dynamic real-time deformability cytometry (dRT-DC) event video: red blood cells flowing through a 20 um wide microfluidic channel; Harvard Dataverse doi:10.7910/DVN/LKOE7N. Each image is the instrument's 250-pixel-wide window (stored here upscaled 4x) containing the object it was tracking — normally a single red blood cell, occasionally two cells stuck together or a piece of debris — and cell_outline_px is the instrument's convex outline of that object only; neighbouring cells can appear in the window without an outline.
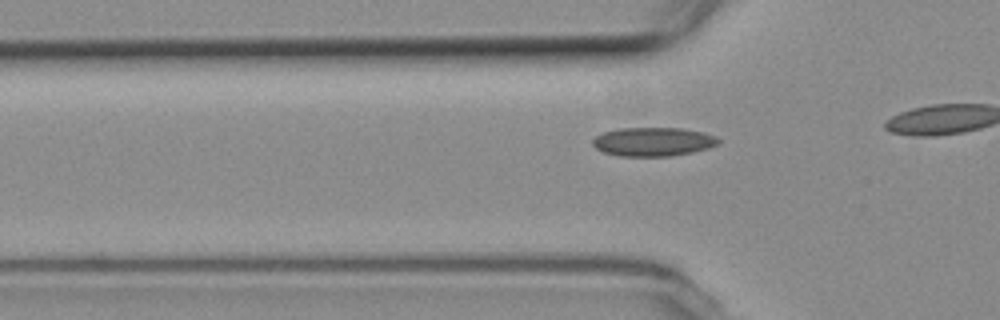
{"species": "common noctule bat (a hibernating species)", "species_latin": "Nyctalus noctula", "temperature_condition": "room temperature", "stored_images_in_passage": 17, "camera_frame_rate_fps": 3000, "um_per_image_px": 0.085, "animal": {"sex": "female", "body_mass_g": 19.3, "forearm_length_mm": 54.1}, "frame": {"image": 1, "passage_image": 8, "time_ms": 2.333, "image_size_px": [1000, 320], "cell_outline_px": [[720, 140], [716, 144], [708, 148], [692, 152], [672, 156], [620, 156], [604, 152], [596, 148], [592, 144], [592, 140], [596, 136], [604, 132], [620, 128], [684, 128], [716, 136]], "centroid_in_image_um": [55.5, 12.05], "position_along_channel_um": 70.3, "area_um2": 20.98}}
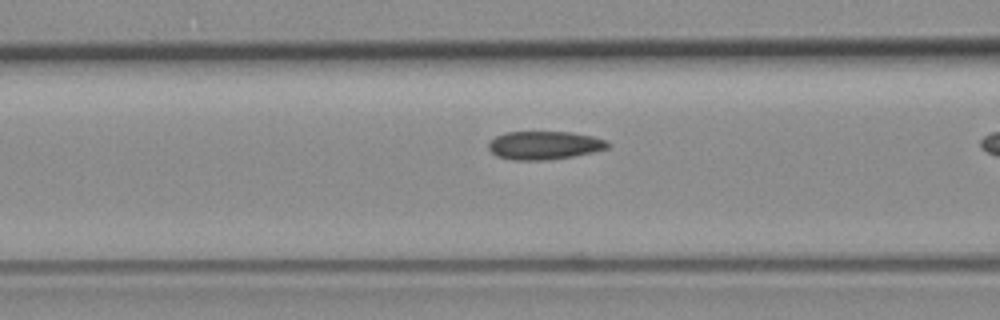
{"frame": {"image": 2, "passage_image": 12, "time_ms": 3.667, "image_size_px": [1000, 320], "cell_outline_px": [[612, 144], [608, 148], [592, 152], [572, 156], [548, 160], [512, 160], [496, 156], [488, 148], [488, 144], [496, 136], [504, 132], [572, 132], [592, 136], [608, 140]], "centroid_in_image_um": [46.29, 12.35], "position_along_channel_um": 120.3, "area_um2": 19.77}}
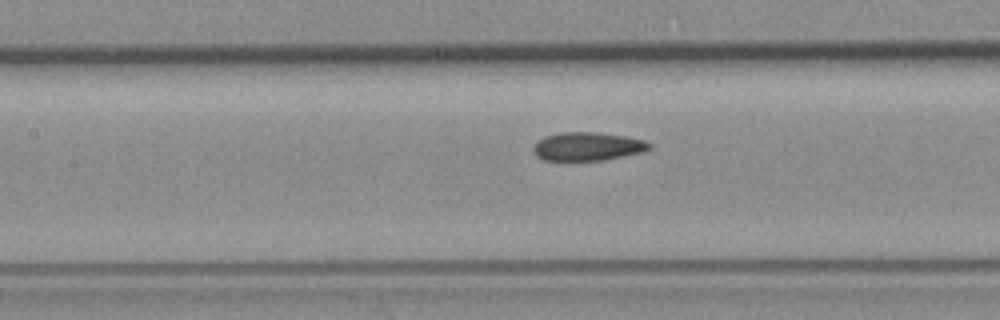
{"frame": {"image": 3, "passage_image": 15, "time_ms": 4.667, "image_size_px": [1000, 320], "cell_outline_px": [[652, 148], [644, 152], [604, 160], [544, 160], [536, 156], [532, 148], [536, 140], [544, 136], [560, 132], [596, 132], [628, 136], [644, 140], [652, 144]], "centroid_in_image_um": [49.95, 12.44], "position_along_channel_um": 157.4, "area_um2": 19.54}}